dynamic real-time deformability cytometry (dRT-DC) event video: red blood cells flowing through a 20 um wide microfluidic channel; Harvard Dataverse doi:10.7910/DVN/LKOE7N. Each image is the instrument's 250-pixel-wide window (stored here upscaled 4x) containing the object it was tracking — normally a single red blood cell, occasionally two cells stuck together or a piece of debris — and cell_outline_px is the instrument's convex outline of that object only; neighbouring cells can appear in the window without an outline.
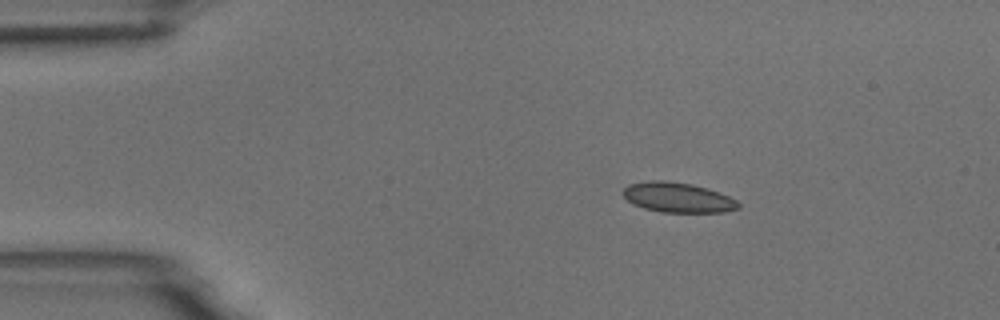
{"species": "common noctule bat (a hibernating species)", "species_latin": "Nyctalus noctula", "temperature_condition": "room temperature", "stored_images_in_passage": 4, "segment_of_instrument_passage": [1, 2], "camera_frame_rate_fps": 3000, "um_per_image_px": 0.085, "animal": {"sex": "male", "body_mass_g": 18.8}, "frame": {"image": 1, "passage_image": 1, "time_ms": 0.0, "image_size_px": [1000, 320], "cell_outline_px": [[740, 208], [724, 212], [660, 212], [644, 208], [632, 204], [620, 192], [628, 184], [652, 180], [664, 180], [692, 184], [708, 188], [728, 196], [736, 200], [740, 204]], "centroid_in_image_um": [57.59, 16.78], "position_along_channel_um": 27.4, "area_um2": 20.23}}
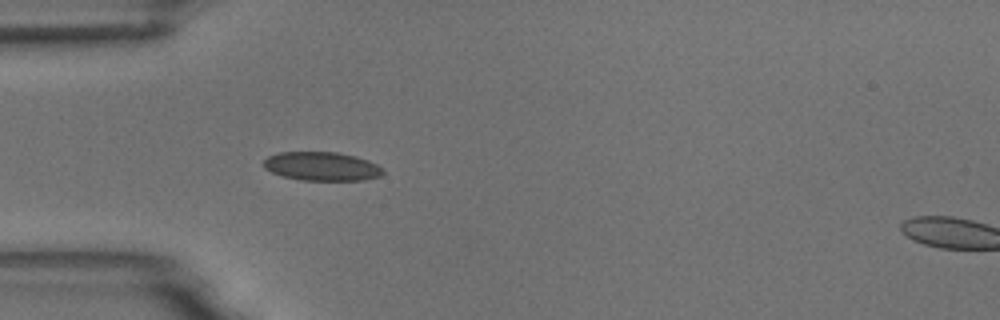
{"frame": {"image": 2, "passage_image": 3, "time_ms": 2.333, "image_size_px": [1000, 320], "cell_outline_px": [[384, 172], [380, 176], [364, 180], [300, 180], [284, 176], [272, 172], [264, 168], [264, 160], [268, 156], [280, 152], [336, 152], [356, 156], [368, 160], [384, 168]], "centroid_in_image_um": [27.38, 14.13], "position_along_channel_um": 57.6, "area_um2": 20.0}}